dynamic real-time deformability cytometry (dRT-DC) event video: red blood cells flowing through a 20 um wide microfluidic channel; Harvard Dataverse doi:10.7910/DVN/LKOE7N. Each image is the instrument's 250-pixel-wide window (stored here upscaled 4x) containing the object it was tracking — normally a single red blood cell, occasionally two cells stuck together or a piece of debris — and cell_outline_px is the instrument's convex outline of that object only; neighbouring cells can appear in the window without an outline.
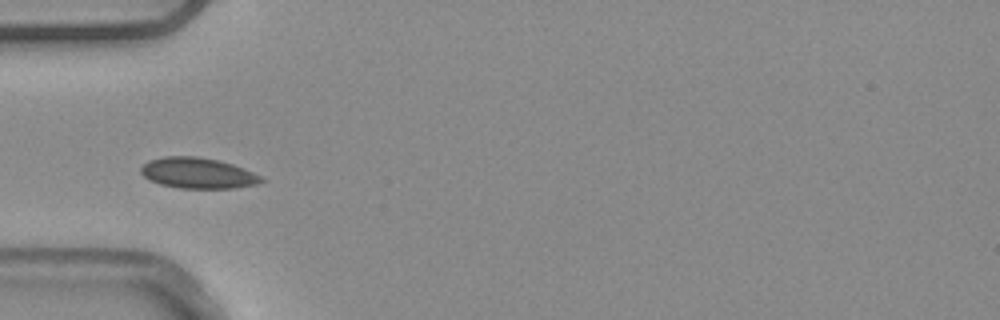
{"species": "common noctule bat (a hibernating species)", "species_latin": "Nyctalus noctula", "temperature_condition": "warm", "stored_images_in_passage": 5, "camera_frame_rate_fps": 3000, "um_per_image_px": 0.085, "animal": {"sex": "male", "body_mass_g": 20.4}, "frame": {"image": 1, "passage_image": 5, "time_ms": 1.333, "image_size_px": [1000, 320], "cell_outline_px": [[268, 180], [256, 184], [236, 188], [180, 188], [160, 184], [148, 180], [140, 172], [140, 168], [148, 160], [164, 156], [196, 156], [216, 160], [232, 164], [244, 168]], "centroid_in_image_um": [16.8, 14.71], "position_along_channel_um": 68.2, "area_um2": 21.62}}